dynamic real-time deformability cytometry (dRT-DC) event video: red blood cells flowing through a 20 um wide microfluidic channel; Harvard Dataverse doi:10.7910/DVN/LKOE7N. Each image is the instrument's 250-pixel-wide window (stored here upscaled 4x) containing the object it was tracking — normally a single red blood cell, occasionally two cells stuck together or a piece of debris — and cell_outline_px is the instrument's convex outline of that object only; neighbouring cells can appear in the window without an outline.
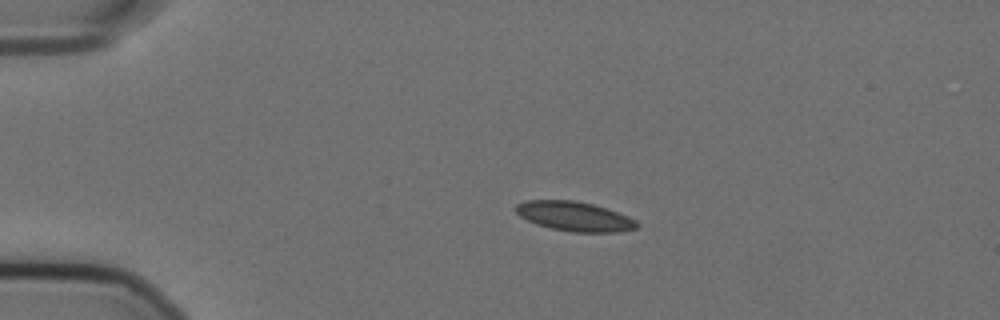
{"species": "Egyptian fruit bat (a non-hibernating species)", "species_latin": "Rousettus aegyptiacus", "temperature_condition": "cold", "stored_images_in_passage": 24, "camera_frame_rate_fps": 3000, "um_per_image_px": 0.085, "animal": {"sex": "female"}, "frame": {"image": 1, "passage_image": 1, "time_ms": 0.0, "image_size_px": [1000, 320], "cell_outline_px": [[640, 224], [636, 228], [620, 232], [572, 232], [552, 228], [536, 224], [520, 216], [516, 212], [516, 204], [524, 200], [576, 200], [592, 204], [628, 216], [636, 220]], "centroid_in_image_um": [48.83, 18.39], "position_along_channel_um": 36.2, "area_um2": 20.75}}
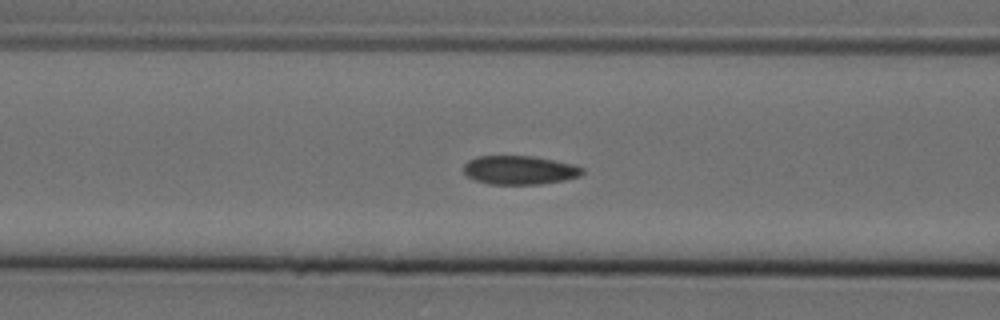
{"frame": {"image": 2, "passage_image": 12, "time_ms": 3.667, "image_size_px": [1000, 320], "cell_outline_px": [[584, 172], [580, 176], [564, 180], [540, 184], [488, 184], [476, 180], [468, 176], [464, 172], [464, 164], [468, 160], [476, 156], [536, 156], [572, 164], [584, 168]], "centroid_in_image_um": [44.17, 14.45], "position_along_channel_um": 122.4, "area_um2": 19.94}}
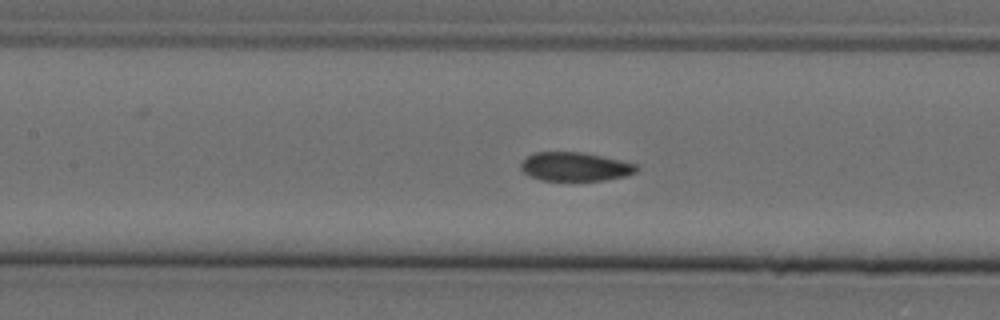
{"frame": {"image": 3, "passage_image": 15, "time_ms": 4.667, "image_size_px": [1000, 320], "cell_outline_px": [[640, 168], [636, 172], [628, 176], [604, 180], [540, 180], [528, 176], [520, 168], [520, 164], [528, 156], [536, 152], [580, 152], [620, 160], [636, 164]], "centroid_in_image_um": [48.89, 14.17], "position_along_channel_um": 158.5, "area_um2": 19.36}}